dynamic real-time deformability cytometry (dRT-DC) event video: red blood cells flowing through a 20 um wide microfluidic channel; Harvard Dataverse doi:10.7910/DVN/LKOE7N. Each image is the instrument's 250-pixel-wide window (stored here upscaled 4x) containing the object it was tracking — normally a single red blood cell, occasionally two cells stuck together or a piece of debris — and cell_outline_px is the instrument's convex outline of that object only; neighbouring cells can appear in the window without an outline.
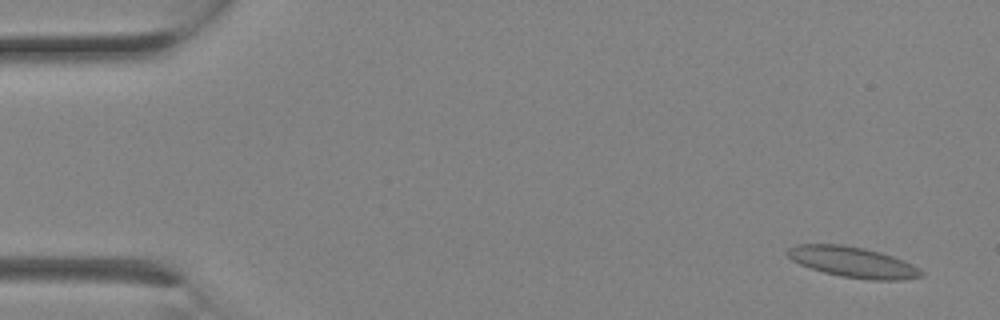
{"species": "Egyptian fruit bat (a non-hibernating species)", "species_latin": "Rousettus aegyptiacus", "temperature_condition": "room temperature", "stored_images_in_passage": 3, "camera_frame_rate_fps": 3000, "um_per_image_px": 0.085, "animal": {"sex": "female"}, "frame": {"image": 1, "passage_image": 3, "time_ms": 0.667, "image_size_px": [1000, 320], "cell_outline_px": [[924, 276], [900, 280], [872, 280], [840, 276], [824, 272], [800, 264], [792, 260], [784, 252], [788, 248], [796, 244], [840, 244], [864, 248], [880, 252], [892, 256], [912, 264], [920, 268], [924, 272]], "centroid_in_image_um": [72.49, 22.27], "position_along_channel_um": 12.5, "area_um2": 23.87}}